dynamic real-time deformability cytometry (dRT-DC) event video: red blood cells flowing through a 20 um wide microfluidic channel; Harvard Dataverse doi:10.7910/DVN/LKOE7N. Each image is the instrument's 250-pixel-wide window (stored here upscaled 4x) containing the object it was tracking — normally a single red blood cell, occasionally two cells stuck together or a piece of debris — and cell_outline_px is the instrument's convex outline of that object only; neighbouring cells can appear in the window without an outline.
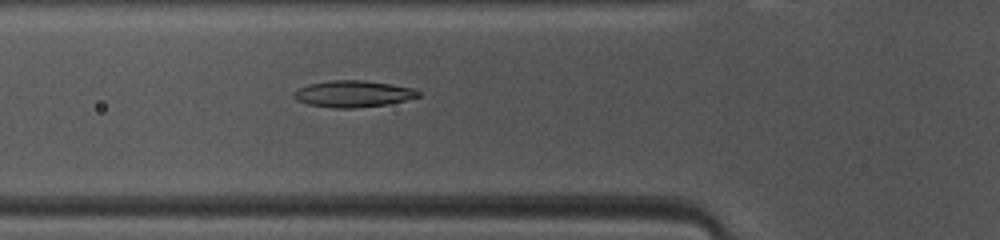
{"species": "common noctule bat (a hibernating species)", "species_latin": "Nyctalus noctula", "temperature_condition": "warm", "stored_images_in_passage": 47, "camera_frame_rate_fps": 3000, "um_per_image_px": 0.085, "animal": {"sex": "female", "body_mass_g": 10.0, "forearm_length_mm": 53.1}, "frame": {"image": 1, "passage_image": 15, "time_ms": 4.667, "image_size_px": [1000, 240], "cell_outline_px": [[420, 96], [388, 104], [352, 108], [336, 108], [308, 104], [296, 100], [292, 96], [292, 92], [308, 84], [328, 80], [364, 80], [392, 84], [412, 88], [420, 92]], "centroid_in_image_um": [29.98, 7.97], "position_along_channel_um": 95.8, "area_um2": 19.25}}
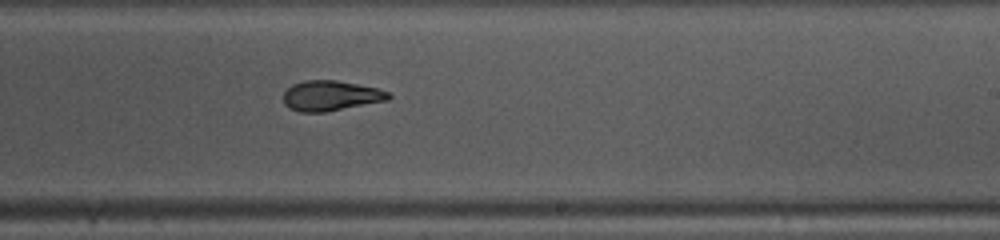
{"frame": {"image": 2, "passage_image": 27, "time_ms": 8.667, "image_size_px": [1000, 240], "cell_outline_px": [[392, 96], [388, 100], [324, 112], [300, 112], [288, 108], [284, 104], [284, 92], [292, 84], [304, 80], [336, 80], [376, 88], [388, 92]], "centroid_in_image_um": [28.08, 8.14], "position_along_channel_um": 260.9, "area_um2": 18.38}}
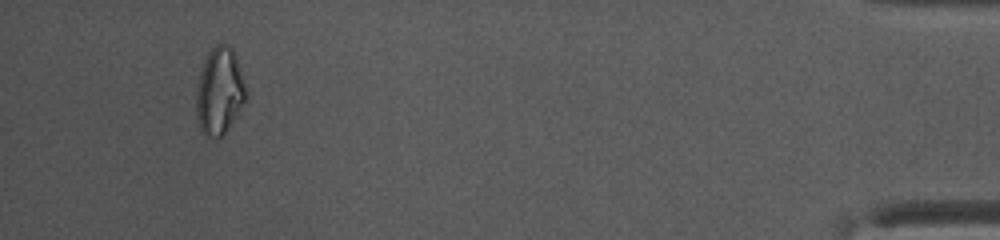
{"frame": {"image": 3, "passage_image": 44, "time_ms": 14.333, "image_size_px": [1000, 240], "cell_outline_px": [[248, 96], [244, 104], [224, 132], [220, 136], [204, 136], [200, 132], [196, 120], [196, 88], [200, 72], [204, 60], [208, 52], [216, 44], [228, 44], [232, 48], [248, 92]], "centroid_in_image_um": [18.63, 7.75], "position_along_channel_um": 416.6, "area_um2": 25.2}, "authors_computed_cell_mechanics": {"area_um2": 19.2474, "velocity_mm_per_s": 4.1142, "shape_relaxation_time_tau1_ms": 9.3907, "shape_relaxation_time_tau2_ms": 2.0566, "deformation_change_tau1": 0.2343, "deformation_change_tau2": 0.0915}}